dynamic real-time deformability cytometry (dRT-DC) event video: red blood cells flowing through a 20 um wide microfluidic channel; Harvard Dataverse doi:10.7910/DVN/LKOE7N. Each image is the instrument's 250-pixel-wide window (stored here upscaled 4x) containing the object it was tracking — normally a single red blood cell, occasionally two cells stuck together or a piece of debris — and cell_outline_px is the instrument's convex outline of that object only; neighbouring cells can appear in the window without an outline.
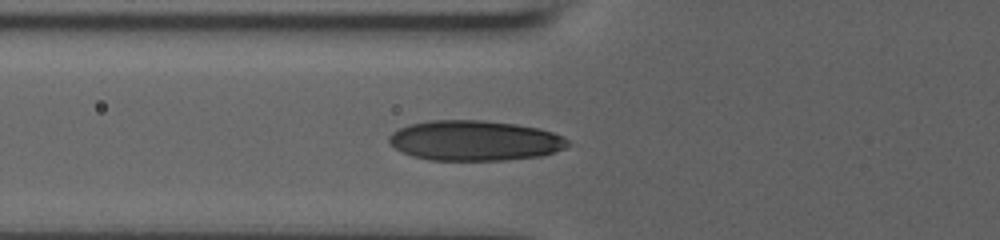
{"species": "human", "species_latin": "Homo sapiens", "temperature_condition": "room temperature", "stored_images_in_passage": 30, "camera_frame_rate_fps": 3000, "um_per_image_px": 0.085, "donor": {"sex": "male"}, "frame": {"image": 1, "passage_image": 2, "time_ms": 0.333, "image_size_px": [1000, 240], "cell_outline_px": [[572, 144], [564, 148], [540, 156], [504, 160], [428, 160], [412, 156], [400, 152], [388, 140], [388, 136], [392, 132], [400, 128], [412, 124], [432, 120], [484, 120], [516, 124], [540, 128], [564, 136]], "centroid_in_image_um": [40.36, 11.95], "position_along_channel_um": 85.4, "area_um2": 41.96}}
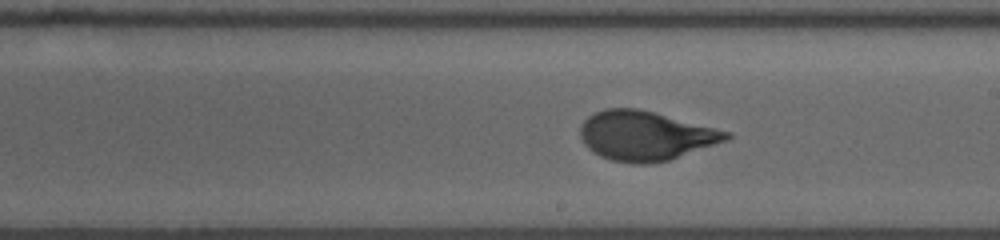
{"frame": {"image": 2, "passage_image": 14, "time_ms": 4.333, "image_size_px": [1000, 240], "cell_outline_px": [[732, 136], [728, 140], [668, 160], [652, 164], [632, 164], [612, 160], [600, 156], [592, 152], [584, 144], [580, 136], [580, 124], [588, 116], [604, 108], [636, 108], [732, 132]], "centroid_in_image_um": [54.84, 11.54], "position_along_channel_um": 234.2, "area_um2": 41.96}}
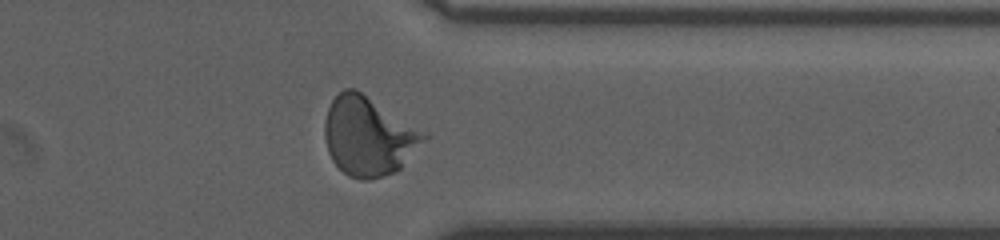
{"frame": {"image": 3, "passage_image": 26, "time_ms": 8.333, "image_size_px": [1000, 240], "cell_outline_px": [[428, 136], [400, 168], [396, 172], [368, 180], [360, 180], [348, 176], [332, 160], [328, 152], [324, 136], [324, 120], [328, 108], [332, 100], [344, 88], [356, 88]], "centroid_in_image_um": [31.25, 11.59], "position_along_channel_um": 380.1, "area_um2": 44.85}, "authors_computed_cell_mechanics": {"area_um2": 41.6449, "velocity_mm_per_s": 3.7058, "shape_relaxation_time_tau1_ms": 3.4863, "shape_relaxation_time_tau2_ms": null, "deformation_change_tau1": 0.1719, "deformation_change_tau2": null}}